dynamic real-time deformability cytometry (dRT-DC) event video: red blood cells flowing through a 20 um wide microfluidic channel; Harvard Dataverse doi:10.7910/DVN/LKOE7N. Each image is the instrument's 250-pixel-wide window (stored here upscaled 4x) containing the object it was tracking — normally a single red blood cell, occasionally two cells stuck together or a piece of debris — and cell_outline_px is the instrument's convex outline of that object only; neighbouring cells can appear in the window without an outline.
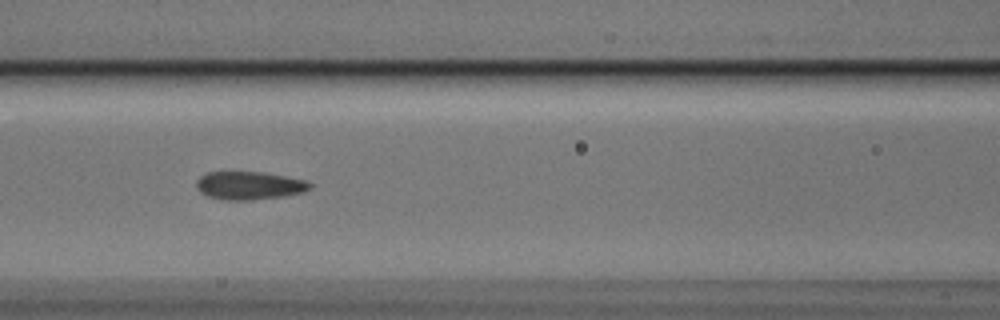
{"species": "Egyptian fruit bat (a non-hibernating species)", "species_latin": "Rousettus aegyptiacus", "temperature_condition": "cold", "stored_images_in_passage": 3, "camera_frame_rate_fps": 3000, "um_per_image_px": 0.085, "animal": {"sex": "male"}, "frame": {"image": 1, "passage_image": 3, "time_ms": 0.667, "image_size_px": [1000, 320], "cell_outline_px": [[312, 188], [304, 192], [284, 196], [252, 200], [224, 200], [208, 196], [200, 192], [196, 188], [196, 180], [200, 176], [208, 172], [264, 172], [308, 180], [312, 184]], "centroid_in_image_um": [21.21, 15.77], "position_along_channel_um": 145.4, "area_um2": 18.84}}